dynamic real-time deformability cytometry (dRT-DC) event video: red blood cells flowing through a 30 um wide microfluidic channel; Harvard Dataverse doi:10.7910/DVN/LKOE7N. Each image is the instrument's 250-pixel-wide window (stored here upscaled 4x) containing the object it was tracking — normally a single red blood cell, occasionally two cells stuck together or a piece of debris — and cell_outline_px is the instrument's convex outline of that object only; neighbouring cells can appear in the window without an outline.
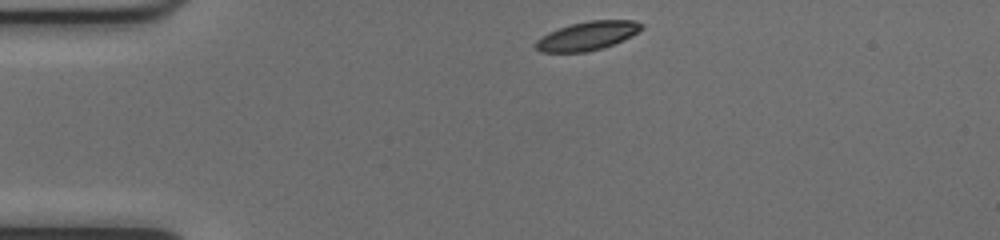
{"species": "common noctule bat (a hibernating species)", "species_latin": "Nyctalus noctula", "temperature_condition": "cold", "stored_images_in_passage": 42, "camera_frame_rate_fps": 3000, "um_per_image_px": 0.085, "animal": {"sex": "female", "body_mass_g": 17.0, "forearm_length_mm": 48.0}, "frame": {"image": 1, "passage_image": 1, "time_ms": 0.0, "image_size_px": [1000, 240], "cell_outline_px": [[644, 28], [632, 36], [624, 40], [600, 48], [584, 52], [540, 52], [536, 48], [536, 40], [548, 32], [572, 24], [588, 20], [632, 20], [644, 24]], "centroid_in_image_um": [49.96, 3.04], "position_along_channel_um": 35.0, "area_um2": 17.57}}
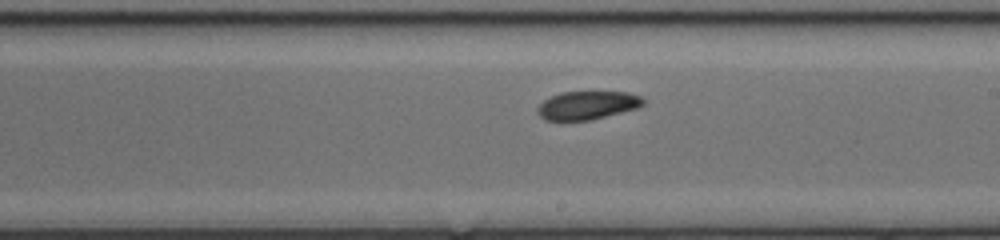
{"frame": {"image": 2, "passage_image": 20, "time_ms": 6.333, "image_size_px": [1000, 240], "cell_outline_px": [[644, 104], [636, 108], [592, 120], [544, 120], [540, 116], [536, 108], [544, 100], [560, 92], [628, 92], [640, 96], [644, 100]], "centroid_in_image_um": [49.91, 8.95], "position_along_channel_um": 239.1, "area_um2": 17.34}}
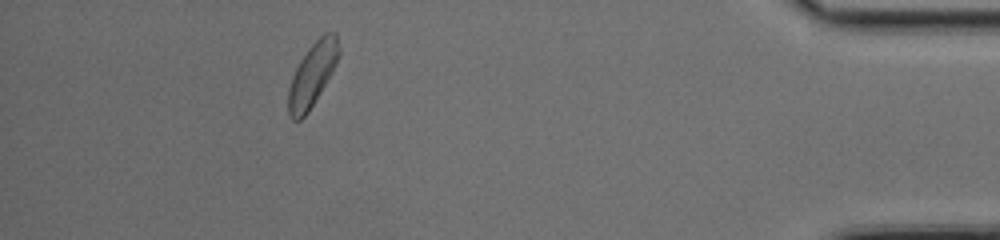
{"frame": {"image": 3, "passage_image": 37, "time_ms": 12.0, "image_size_px": [1000, 240], "cell_outline_px": [[340, 52], [332, 72], [308, 112], [300, 120], [292, 120], [288, 116], [288, 88], [292, 76], [300, 60], [308, 48], [324, 32], [336, 32], [340, 48]], "centroid_in_image_um": [26.54, 6.33], "position_along_channel_um": 408.7, "area_um2": 18.61}, "authors_computed_cell_mechanics": {"area_um2": 18.5249, "velocity_mm_per_s": 3.9619, "shape_relaxation_time_tau1_ms": 1.864, "shape_relaxation_time_tau2_ms": 6.1799, "deformation_change_tau1": 0.107, "deformation_change_tau2": 0.1052}}